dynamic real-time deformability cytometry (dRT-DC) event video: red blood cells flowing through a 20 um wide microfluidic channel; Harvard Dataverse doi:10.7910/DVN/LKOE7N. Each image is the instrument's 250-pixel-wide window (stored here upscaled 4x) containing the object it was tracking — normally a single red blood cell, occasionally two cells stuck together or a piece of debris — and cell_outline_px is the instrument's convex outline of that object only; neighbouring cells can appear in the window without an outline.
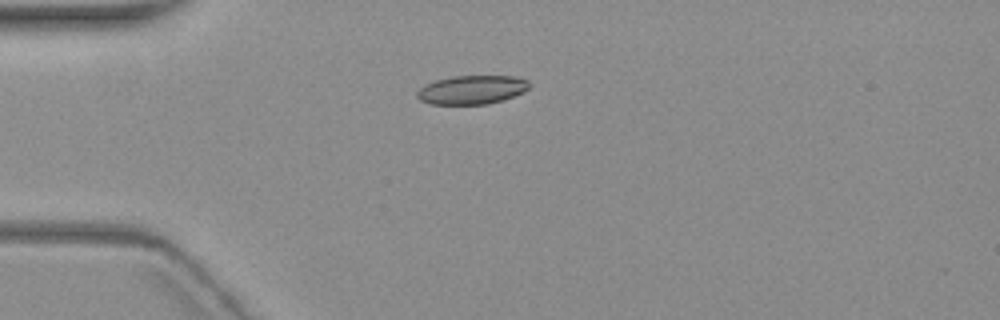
{"species": "common noctule bat (a hibernating species)", "species_latin": "Nyctalus noctula", "temperature_condition": "warm", "stored_images_in_passage": 2, "camera_frame_rate_fps": 3000, "um_per_image_px": 0.085, "animal": {"sex": "female", "body_mass_g": 19.3, "forearm_length_mm": 54.1}, "frame": {"image": 1, "passage_image": 1, "time_ms": 0.0, "image_size_px": [1000, 320], "cell_outline_px": [[528, 88], [524, 92], [488, 104], [428, 104], [420, 100], [416, 96], [416, 92], [424, 84], [436, 80], [452, 76], [512, 76], [528, 80]], "centroid_in_image_um": [40.05, 7.63], "position_along_channel_um": 44.9, "area_um2": 18.73}}